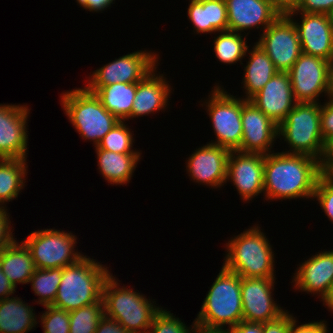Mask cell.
Here are the masks:
<instances>
[{
	"label": "cell",
	"instance_id": "41",
	"mask_svg": "<svg viewBox=\"0 0 333 333\" xmlns=\"http://www.w3.org/2000/svg\"><path fill=\"white\" fill-rule=\"evenodd\" d=\"M286 310L278 318L263 323V333H288L290 322L295 318Z\"/></svg>",
	"mask_w": 333,
	"mask_h": 333
},
{
	"label": "cell",
	"instance_id": "9",
	"mask_svg": "<svg viewBox=\"0 0 333 333\" xmlns=\"http://www.w3.org/2000/svg\"><path fill=\"white\" fill-rule=\"evenodd\" d=\"M76 239L71 232L49 228L32 232L22 242L29 249L35 268L50 269L64 268L84 256L74 249Z\"/></svg>",
	"mask_w": 333,
	"mask_h": 333
},
{
	"label": "cell",
	"instance_id": "10",
	"mask_svg": "<svg viewBox=\"0 0 333 333\" xmlns=\"http://www.w3.org/2000/svg\"><path fill=\"white\" fill-rule=\"evenodd\" d=\"M158 59L156 53L146 50L123 55L95 70L85 88L95 93L102 86L138 83L156 68Z\"/></svg>",
	"mask_w": 333,
	"mask_h": 333
},
{
	"label": "cell",
	"instance_id": "1",
	"mask_svg": "<svg viewBox=\"0 0 333 333\" xmlns=\"http://www.w3.org/2000/svg\"><path fill=\"white\" fill-rule=\"evenodd\" d=\"M323 163L295 153H269L264 161V196L268 200L313 198Z\"/></svg>",
	"mask_w": 333,
	"mask_h": 333
},
{
	"label": "cell",
	"instance_id": "22",
	"mask_svg": "<svg viewBox=\"0 0 333 333\" xmlns=\"http://www.w3.org/2000/svg\"><path fill=\"white\" fill-rule=\"evenodd\" d=\"M156 68L142 81L137 83L135 99L131 110V118L146 116L164 110L168 104L172 88L163 74H155ZM155 72V73H154ZM171 88V89H170Z\"/></svg>",
	"mask_w": 333,
	"mask_h": 333
},
{
	"label": "cell",
	"instance_id": "30",
	"mask_svg": "<svg viewBox=\"0 0 333 333\" xmlns=\"http://www.w3.org/2000/svg\"><path fill=\"white\" fill-rule=\"evenodd\" d=\"M62 277V268L35 269L29 279L34 294L39 296L38 304L52 305L56 299L57 290Z\"/></svg>",
	"mask_w": 333,
	"mask_h": 333
},
{
	"label": "cell",
	"instance_id": "42",
	"mask_svg": "<svg viewBox=\"0 0 333 333\" xmlns=\"http://www.w3.org/2000/svg\"><path fill=\"white\" fill-rule=\"evenodd\" d=\"M297 320L294 318L290 322L288 333H327L326 321H314L310 323L297 325ZM325 322V323H324Z\"/></svg>",
	"mask_w": 333,
	"mask_h": 333
},
{
	"label": "cell",
	"instance_id": "45",
	"mask_svg": "<svg viewBox=\"0 0 333 333\" xmlns=\"http://www.w3.org/2000/svg\"><path fill=\"white\" fill-rule=\"evenodd\" d=\"M80 6L90 12H99L108 8L115 0H76Z\"/></svg>",
	"mask_w": 333,
	"mask_h": 333
},
{
	"label": "cell",
	"instance_id": "46",
	"mask_svg": "<svg viewBox=\"0 0 333 333\" xmlns=\"http://www.w3.org/2000/svg\"><path fill=\"white\" fill-rule=\"evenodd\" d=\"M230 330L232 333H263V324L240 321Z\"/></svg>",
	"mask_w": 333,
	"mask_h": 333
},
{
	"label": "cell",
	"instance_id": "26",
	"mask_svg": "<svg viewBox=\"0 0 333 333\" xmlns=\"http://www.w3.org/2000/svg\"><path fill=\"white\" fill-rule=\"evenodd\" d=\"M33 308L18 297L0 300V333H27L37 325Z\"/></svg>",
	"mask_w": 333,
	"mask_h": 333
},
{
	"label": "cell",
	"instance_id": "23",
	"mask_svg": "<svg viewBox=\"0 0 333 333\" xmlns=\"http://www.w3.org/2000/svg\"><path fill=\"white\" fill-rule=\"evenodd\" d=\"M98 169L110 184L124 185L131 179L141 153H116L95 148Z\"/></svg>",
	"mask_w": 333,
	"mask_h": 333
},
{
	"label": "cell",
	"instance_id": "29",
	"mask_svg": "<svg viewBox=\"0 0 333 333\" xmlns=\"http://www.w3.org/2000/svg\"><path fill=\"white\" fill-rule=\"evenodd\" d=\"M214 38V52L217 59L225 64H234L241 60L249 51L246 38L234 31H220ZM242 35V36H241Z\"/></svg>",
	"mask_w": 333,
	"mask_h": 333
},
{
	"label": "cell",
	"instance_id": "39",
	"mask_svg": "<svg viewBox=\"0 0 333 333\" xmlns=\"http://www.w3.org/2000/svg\"><path fill=\"white\" fill-rule=\"evenodd\" d=\"M333 11V0H300L293 12L327 14Z\"/></svg>",
	"mask_w": 333,
	"mask_h": 333
},
{
	"label": "cell",
	"instance_id": "8",
	"mask_svg": "<svg viewBox=\"0 0 333 333\" xmlns=\"http://www.w3.org/2000/svg\"><path fill=\"white\" fill-rule=\"evenodd\" d=\"M211 95L208 96L210 99L205 101L214 133L217 136L216 141L211 144L229 151H238L243 138L241 120L243 98H236V96L228 94L219 85L215 86Z\"/></svg>",
	"mask_w": 333,
	"mask_h": 333
},
{
	"label": "cell",
	"instance_id": "7",
	"mask_svg": "<svg viewBox=\"0 0 333 333\" xmlns=\"http://www.w3.org/2000/svg\"><path fill=\"white\" fill-rule=\"evenodd\" d=\"M61 105L71 124L83 139L96 147L119 120L102 105L100 99L84 88L61 94Z\"/></svg>",
	"mask_w": 333,
	"mask_h": 333
},
{
	"label": "cell",
	"instance_id": "6",
	"mask_svg": "<svg viewBox=\"0 0 333 333\" xmlns=\"http://www.w3.org/2000/svg\"><path fill=\"white\" fill-rule=\"evenodd\" d=\"M320 110L319 102H297L287 114L278 126V136L290 147L285 153L305 154L324 162L328 146L321 134Z\"/></svg>",
	"mask_w": 333,
	"mask_h": 333
},
{
	"label": "cell",
	"instance_id": "47",
	"mask_svg": "<svg viewBox=\"0 0 333 333\" xmlns=\"http://www.w3.org/2000/svg\"><path fill=\"white\" fill-rule=\"evenodd\" d=\"M15 290H16L15 286H13V284L4 274L1 263H0V300L10 297V295H12V294H14V292H16Z\"/></svg>",
	"mask_w": 333,
	"mask_h": 333
},
{
	"label": "cell",
	"instance_id": "44",
	"mask_svg": "<svg viewBox=\"0 0 333 333\" xmlns=\"http://www.w3.org/2000/svg\"><path fill=\"white\" fill-rule=\"evenodd\" d=\"M269 2L280 15H288L297 9L300 0H269Z\"/></svg>",
	"mask_w": 333,
	"mask_h": 333
},
{
	"label": "cell",
	"instance_id": "33",
	"mask_svg": "<svg viewBox=\"0 0 333 333\" xmlns=\"http://www.w3.org/2000/svg\"><path fill=\"white\" fill-rule=\"evenodd\" d=\"M196 323L193 322L192 329L187 327L181 320L161 307V310L154 317L148 333H192ZM151 329V330H150Z\"/></svg>",
	"mask_w": 333,
	"mask_h": 333
},
{
	"label": "cell",
	"instance_id": "37",
	"mask_svg": "<svg viewBox=\"0 0 333 333\" xmlns=\"http://www.w3.org/2000/svg\"><path fill=\"white\" fill-rule=\"evenodd\" d=\"M187 12L197 34L211 33V24H208L207 16V0L190 1Z\"/></svg>",
	"mask_w": 333,
	"mask_h": 333
},
{
	"label": "cell",
	"instance_id": "19",
	"mask_svg": "<svg viewBox=\"0 0 333 333\" xmlns=\"http://www.w3.org/2000/svg\"><path fill=\"white\" fill-rule=\"evenodd\" d=\"M230 151L210 142L199 147L187 160L189 176L200 184L219 188L226 183L227 159Z\"/></svg>",
	"mask_w": 333,
	"mask_h": 333
},
{
	"label": "cell",
	"instance_id": "3",
	"mask_svg": "<svg viewBox=\"0 0 333 333\" xmlns=\"http://www.w3.org/2000/svg\"><path fill=\"white\" fill-rule=\"evenodd\" d=\"M226 244L223 266L244 278H275L274 252L259 226L246 229Z\"/></svg>",
	"mask_w": 333,
	"mask_h": 333
},
{
	"label": "cell",
	"instance_id": "53",
	"mask_svg": "<svg viewBox=\"0 0 333 333\" xmlns=\"http://www.w3.org/2000/svg\"><path fill=\"white\" fill-rule=\"evenodd\" d=\"M330 18H331V21L333 23V11L330 13Z\"/></svg>",
	"mask_w": 333,
	"mask_h": 333
},
{
	"label": "cell",
	"instance_id": "11",
	"mask_svg": "<svg viewBox=\"0 0 333 333\" xmlns=\"http://www.w3.org/2000/svg\"><path fill=\"white\" fill-rule=\"evenodd\" d=\"M295 18L280 15L270 26L262 30L256 42L265 51L279 72H288L302 54Z\"/></svg>",
	"mask_w": 333,
	"mask_h": 333
},
{
	"label": "cell",
	"instance_id": "36",
	"mask_svg": "<svg viewBox=\"0 0 333 333\" xmlns=\"http://www.w3.org/2000/svg\"><path fill=\"white\" fill-rule=\"evenodd\" d=\"M208 24L211 33L228 30V15L225 0H207Z\"/></svg>",
	"mask_w": 333,
	"mask_h": 333
},
{
	"label": "cell",
	"instance_id": "2",
	"mask_svg": "<svg viewBox=\"0 0 333 333\" xmlns=\"http://www.w3.org/2000/svg\"><path fill=\"white\" fill-rule=\"evenodd\" d=\"M107 268L86 255L62 268L61 281L52 306L69 312L102 301L103 285L110 275Z\"/></svg>",
	"mask_w": 333,
	"mask_h": 333
},
{
	"label": "cell",
	"instance_id": "52",
	"mask_svg": "<svg viewBox=\"0 0 333 333\" xmlns=\"http://www.w3.org/2000/svg\"><path fill=\"white\" fill-rule=\"evenodd\" d=\"M325 173L333 179V164L325 171Z\"/></svg>",
	"mask_w": 333,
	"mask_h": 333
},
{
	"label": "cell",
	"instance_id": "5",
	"mask_svg": "<svg viewBox=\"0 0 333 333\" xmlns=\"http://www.w3.org/2000/svg\"><path fill=\"white\" fill-rule=\"evenodd\" d=\"M119 286L110 273L102 290L104 315L117 320L129 333H148L154 317L161 308L153 305L154 302L146 296L125 286Z\"/></svg>",
	"mask_w": 333,
	"mask_h": 333
},
{
	"label": "cell",
	"instance_id": "48",
	"mask_svg": "<svg viewBox=\"0 0 333 333\" xmlns=\"http://www.w3.org/2000/svg\"><path fill=\"white\" fill-rule=\"evenodd\" d=\"M192 333H232L230 329L206 328L196 325Z\"/></svg>",
	"mask_w": 333,
	"mask_h": 333
},
{
	"label": "cell",
	"instance_id": "4",
	"mask_svg": "<svg viewBox=\"0 0 333 333\" xmlns=\"http://www.w3.org/2000/svg\"><path fill=\"white\" fill-rule=\"evenodd\" d=\"M202 304L196 325L220 329L236 326L243 321L241 277L222 266Z\"/></svg>",
	"mask_w": 333,
	"mask_h": 333
},
{
	"label": "cell",
	"instance_id": "20",
	"mask_svg": "<svg viewBox=\"0 0 333 333\" xmlns=\"http://www.w3.org/2000/svg\"><path fill=\"white\" fill-rule=\"evenodd\" d=\"M228 15V30L242 33L246 30L266 29L280 14L269 0H225ZM261 26V27H260Z\"/></svg>",
	"mask_w": 333,
	"mask_h": 333
},
{
	"label": "cell",
	"instance_id": "49",
	"mask_svg": "<svg viewBox=\"0 0 333 333\" xmlns=\"http://www.w3.org/2000/svg\"><path fill=\"white\" fill-rule=\"evenodd\" d=\"M333 164V141L327 147V154L323 162L324 172Z\"/></svg>",
	"mask_w": 333,
	"mask_h": 333
},
{
	"label": "cell",
	"instance_id": "43",
	"mask_svg": "<svg viewBox=\"0 0 333 333\" xmlns=\"http://www.w3.org/2000/svg\"><path fill=\"white\" fill-rule=\"evenodd\" d=\"M95 333H129L117 320L103 316L96 328Z\"/></svg>",
	"mask_w": 333,
	"mask_h": 333
},
{
	"label": "cell",
	"instance_id": "38",
	"mask_svg": "<svg viewBox=\"0 0 333 333\" xmlns=\"http://www.w3.org/2000/svg\"><path fill=\"white\" fill-rule=\"evenodd\" d=\"M327 99L328 101L321 105L320 125L322 138L328 146L333 141V99Z\"/></svg>",
	"mask_w": 333,
	"mask_h": 333
},
{
	"label": "cell",
	"instance_id": "13",
	"mask_svg": "<svg viewBox=\"0 0 333 333\" xmlns=\"http://www.w3.org/2000/svg\"><path fill=\"white\" fill-rule=\"evenodd\" d=\"M275 279L241 277L243 321L263 324L286 311L273 300Z\"/></svg>",
	"mask_w": 333,
	"mask_h": 333
},
{
	"label": "cell",
	"instance_id": "18",
	"mask_svg": "<svg viewBox=\"0 0 333 333\" xmlns=\"http://www.w3.org/2000/svg\"><path fill=\"white\" fill-rule=\"evenodd\" d=\"M249 101L279 126L297 103L289 73L277 72Z\"/></svg>",
	"mask_w": 333,
	"mask_h": 333
},
{
	"label": "cell",
	"instance_id": "25",
	"mask_svg": "<svg viewBox=\"0 0 333 333\" xmlns=\"http://www.w3.org/2000/svg\"><path fill=\"white\" fill-rule=\"evenodd\" d=\"M252 49L248 52L250 58L247 66H244L245 73L242 80L243 88L246 92V100H249L259 92L279 72L260 45L255 43Z\"/></svg>",
	"mask_w": 333,
	"mask_h": 333
},
{
	"label": "cell",
	"instance_id": "21",
	"mask_svg": "<svg viewBox=\"0 0 333 333\" xmlns=\"http://www.w3.org/2000/svg\"><path fill=\"white\" fill-rule=\"evenodd\" d=\"M318 253L300 264L292 283L300 291L319 294L324 301L333 282V250Z\"/></svg>",
	"mask_w": 333,
	"mask_h": 333
},
{
	"label": "cell",
	"instance_id": "50",
	"mask_svg": "<svg viewBox=\"0 0 333 333\" xmlns=\"http://www.w3.org/2000/svg\"><path fill=\"white\" fill-rule=\"evenodd\" d=\"M329 95L333 99V58L329 63Z\"/></svg>",
	"mask_w": 333,
	"mask_h": 333
},
{
	"label": "cell",
	"instance_id": "31",
	"mask_svg": "<svg viewBox=\"0 0 333 333\" xmlns=\"http://www.w3.org/2000/svg\"><path fill=\"white\" fill-rule=\"evenodd\" d=\"M103 316V301L69 311V333H95L98 323Z\"/></svg>",
	"mask_w": 333,
	"mask_h": 333
},
{
	"label": "cell",
	"instance_id": "35",
	"mask_svg": "<svg viewBox=\"0 0 333 333\" xmlns=\"http://www.w3.org/2000/svg\"><path fill=\"white\" fill-rule=\"evenodd\" d=\"M314 198H317L324 213L333 221V179L325 172L317 181Z\"/></svg>",
	"mask_w": 333,
	"mask_h": 333
},
{
	"label": "cell",
	"instance_id": "28",
	"mask_svg": "<svg viewBox=\"0 0 333 333\" xmlns=\"http://www.w3.org/2000/svg\"><path fill=\"white\" fill-rule=\"evenodd\" d=\"M26 163V159L0 158V207H6L2 205L17 198L23 189L28 173Z\"/></svg>",
	"mask_w": 333,
	"mask_h": 333
},
{
	"label": "cell",
	"instance_id": "14",
	"mask_svg": "<svg viewBox=\"0 0 333 333\" xmlns=\"http://www.w3.org/2000/svg\"><path fill=\"white\" fill-rule=\"evenodd\" d=\"M264 161L262 154L230 151L226 181L233 183L244 201L264 193Z\"/></svg>",
	"mask_w": 333,
	"mask_h": 333
},
{
	"label": "cell",
	"instance_id": "17",
	"mask_svg": "<svg viewBox=\"0 0 333 333\" xmlns=\"http://www.w3.org/2000/svg\"><path fill=\"white\" fill-rule=\"evenodd\" d=\"M301 14V22L294 21L301 42L302 53L321 57L327 61L333 58V23L330 15L318 13L291 12L290 18Z\"/></svg>",
	"mask_w": 333,
	"mask_h": 333
},
{
	"label": "cell",
	"instance_id": "16",
	"mask_svg": "<svg viewBox=\"0 0 333 333\" xmlns=\"http://www.w3.org/2000/svg\"><path fill=\"white\" fill-rule=\"evenodd\" d=\"M26 105L0 104V158L27 159V118Z\"/></svg>",
	"mask_w": 333,
	"mask_h": 333
},
{
	"label": "cell",
	"instance_id": "27",
	"mask_svg": "<svg viewBox=\"0 0 333 333\" xmlns=\"http://www.w3.org/2000/svg\"><path fill=\"white\" fill-rule=\"evenodd\" d=\"M136 88L137 83H115L102 86L95 92V95L108 112L119 121H126L131 118Z\"/></svg>",
	"mask_w": 333,
	"mask_h": 333
},
{
	"label": "cell",
	"instance_id": "32",
	"mask_svg": "<svg viewBox=\"0 0 333 333\" xmlns=\"http://www.w3.org/2000/svg\"><path fill=\"white\" fill-rule=\"evenodd\" d=\"M125 121H119L97 145L99 149L116 153H140L133 151V135Z\"/></svg>",
	"mask_w": 333,
	"mask_h": 333
},
{
	"label": "cell",
	"instance_id": "40",
	"mask_svg": "<svg viewBox=\"0 0 333 333\" xmlns=\"http://www.w3.org/2000/svg\"><path fill=\"white\" fill-rule=\"evenodd\" d=\"M6 210V207H0V253L15 241L10 228L11 221Z\"/></svg>",
	"mask_w": 333,
	"mask_h": 333
},
{
	"label": "cell",
	"instance_id": "51",
	"mask_svg": "<svg viewBox=\"0 0 333 333\" xmlns=\"http://www.w3.org/2000/svg\"><path fill=\"white\" fill-rule=\"evenodd\" d=\"M326 305L329 310L333 311V282L329 291V295L323 301V305Z\"/></svg>",
	"mask_w": 333,
	"mask_h": 333
},
{
	"label": "cell",
	"instance_id": "24",
	"mask_svg": "<svg viewBox=\"0 0 333 333\" xmlns=\"http://www.w3.org/2000/svg\"><path fill=\"white\" fill-rule=\"evenodd\" d=\"M20 243L15 240L0 253L2 270L15 288L17 283L28 284L36 269L29 249Z\"/></svg>",
	"mask_w": 333,
	"mask_h": 333
},
{
	"label": "cell",
	"instance_id": "34",
	"mask_svg": "<svg viewBox=\"0 0 333 333\" xmlns=\"http://www.w3.org/2000/svg\"><path fill=\"white\" fill-rule=\"evenodd\" d=\"M44 308L46 311L40 315L44 333H69V312L52 305Z\"/></svg>",
	"mask_w": 333,
	"mask_h": 333
},
{
	"label": "cell",
	"instance_id": "15",
	"mask_svg": "<svg viewBox=\"0 0 333 333\" xmlns=\"http://www.w3.org/2000/svg\"><path fill=\"white\" fill-rule=\"evenodd\" d=\"M243 138L238 152L267 155L278 137V125L252 102L243 98Z\"/></svg>",
	"mask_w": 333,
	"mask_h": 333
},
{
	"label": "cell",
	"instance_id": "12",
	"mask_svg": "<svg viewBox=\"0 0 333 333\" xmlns=\"http://www.w3.org/2000/svg\"><path fill=\"white\" fill-rule=\"evenodd\" d=\"M329 63L321 57L302 53L288 71L296 102L317 103L325 93L329 98Z\"/></svg>",
	"mask_w": 333,
	"mask_h": 333
}]
</instances>
